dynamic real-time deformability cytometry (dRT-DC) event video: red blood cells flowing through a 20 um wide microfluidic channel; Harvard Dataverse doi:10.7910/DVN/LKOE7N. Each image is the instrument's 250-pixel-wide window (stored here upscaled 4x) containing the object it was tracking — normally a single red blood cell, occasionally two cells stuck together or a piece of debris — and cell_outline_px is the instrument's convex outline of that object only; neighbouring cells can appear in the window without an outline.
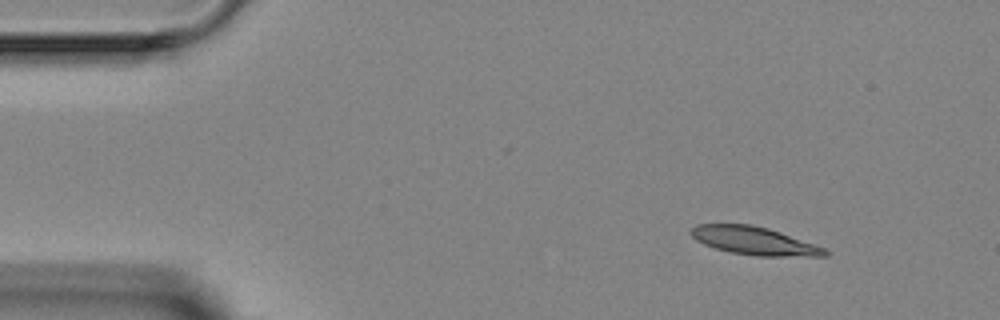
{"species": "Egyptian fruit bat (a non-hibernating species)", "species_latin": "Rousettus aegyptiacus", "temperature_condition": "room temperature", "stored_images_in_passage": 4, "camera_frame_rate_fps": 3000, "um_per_image_px": 0.085, "animal": {"sex": "female"}, "frame": {"image": 1, "passage_image": 1, "time_ms": 0.0, "image_size_px": [1000, 320], "cell_outline_px": [[832, 252], [828, 256], [756, 256], [732, 252], [716, 248], [704, 244], [696, 240], [688, 232], [696, 224], [752, 224], [768, 228], [824, 248]], "centroid_in_image_um": [64.1, 20.47], "position_along_channel_um": 20.9, "area_um2": 21.73}}
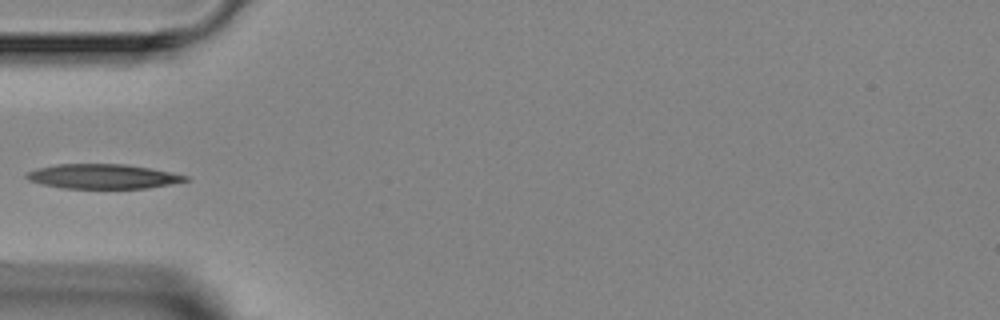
{"frame": {"image": 2, "passage_image": 4, "time_ms": 3.333, "image_size_px": [1000, 320], "cell_outline_px": [[192, 180], [148, 188], [60, 188], [28, 180], [24, 176], [28, 172], [36, 168], [56, 164], [124, 164], [152, 168], [172, 172], [188, 176]], "centroid_in_image_um": [8.77, 14.99], "position_along_channel_um": 76.2, "area_um2": 22.89}}